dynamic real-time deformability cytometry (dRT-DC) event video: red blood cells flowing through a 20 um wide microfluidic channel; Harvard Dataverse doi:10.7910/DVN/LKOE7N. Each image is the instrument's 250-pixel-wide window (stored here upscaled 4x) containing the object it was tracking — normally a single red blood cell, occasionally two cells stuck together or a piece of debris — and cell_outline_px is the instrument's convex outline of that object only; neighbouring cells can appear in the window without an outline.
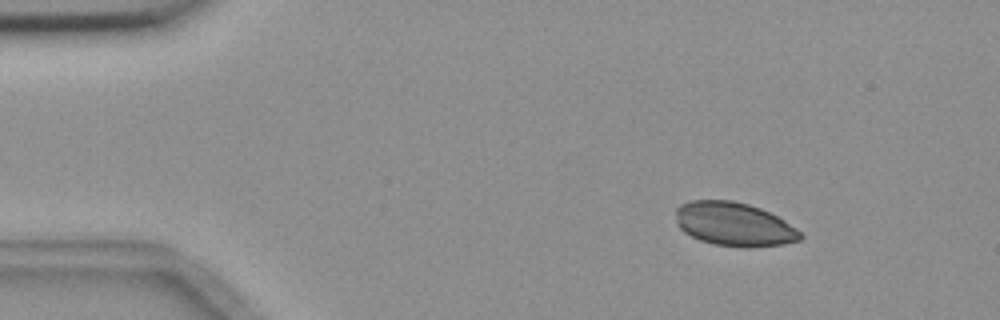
{"species": "common noctule bat (a hibernating species)", "species_latin": "Nyctalus noctula", "temperature_condition": "room temperature", "stored_images_in_passage": 5, "camera_frame_rate_fps": 3000, "um_per_image_px": 0.085, "animal": {"sex": "female", "body_mass_g": 18.4}, "frame": {"image": 1, "passage_image": 3, "time_ms": 2.333, "image_size_px": [1000, 320], "cell_outline_px": [[804, 236], [800, 240], [784, 244], [748, 248], [744, 248], [712, 244], [700, 240], [684, 232], [676, 224], [676, 208], [680, 204], [692, 200], [732, 200], [748, 204], [760, 208], [784, 220], [796, 228]], "centroid_in_image_um": [62.38, 19.07], "position_along_channel_um": 22.6, "area_um2": 31.91}}